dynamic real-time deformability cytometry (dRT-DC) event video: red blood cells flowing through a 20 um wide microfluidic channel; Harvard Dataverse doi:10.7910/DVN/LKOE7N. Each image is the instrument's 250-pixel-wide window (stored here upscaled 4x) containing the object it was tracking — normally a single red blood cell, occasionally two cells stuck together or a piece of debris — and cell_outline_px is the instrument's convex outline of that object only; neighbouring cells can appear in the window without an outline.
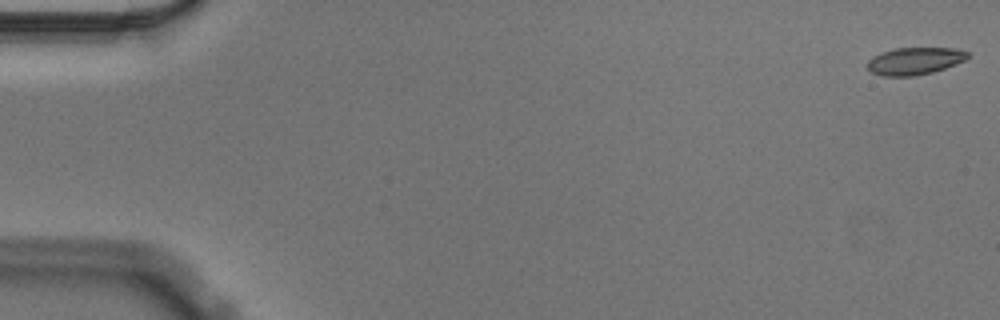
{"species": "Egyptian fruit bat (a non-hibernating species)", "species_latin": "Rousettus aegyptiacus", "temperature_condition": "cold", "stored_images_in_passage": 57, "camera_frame_rate_fps": 3000, "um_per_image_px": 0.085, "animal": {"sex": "male"}, "frame": {"image": 1, "passage_image": 1, "time_ms": 0.0, "image_size_px": [1000, 320], "cell_outline_px": [[968, 56], [964, 60], [956, 64], [932, 72], [916, 76], [884, 76], [872, 72], [868, 68], [868, 60], [872, 56], [880, 52], [892, 48], [956, 48], [968, 52]], "centroid_in_image_um": [77.72, 5.17], "position_along_channel_um": 7.3, "area_um2": 15.95}}
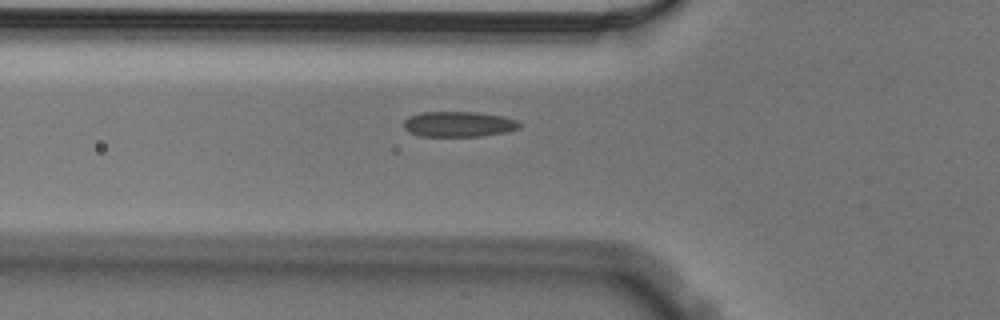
{"frame": {"image": 2, "passage_image": 20, "time_ms": 6.333, "image_size_px": [1000, 320], "cell_outline_px": [[520, 128], [508, 132], [480, 136], [420, 136], [408, 132], [404, 128], [404, 120], [408, 116], [420, 112], [476, 112], [500, 116], [516, 120], [520, 124]], "centroid_in_image_um": [38.95, 10.55], "position_along_channel_um": 86.8, "area_um2": 17.17}}
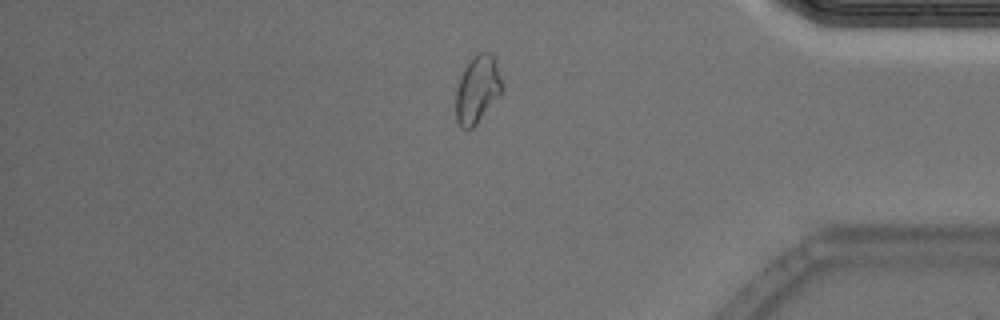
{"frame": {"image": 3, "passage_image": 48, "time_ms": 15.667, "image_size_px": [1000, 320], "cell_outline_px": [[504, 88], [476, 124], [472, 128], [460, 128], [456, 120], [456, 88], [460, 76], [464, 68], [480, 52], [492, 52], [496, 60], [504, 84]], "centroid_in_image_um": [40.59, 7.58], "position_along_channel_um": 394.6, "area_um2": 18.09}, "authors_computed_cell_mechanics": {"area_um2": 16.9354, "velocity_mm_per_s": 3.5536, "shape_relaxation_time_tau1_ms": null, "shape_relaxation_time_tau2_ms": 2.4182, "deformation_change_tau1": null, "deformation_change_tau2": 0.07}}